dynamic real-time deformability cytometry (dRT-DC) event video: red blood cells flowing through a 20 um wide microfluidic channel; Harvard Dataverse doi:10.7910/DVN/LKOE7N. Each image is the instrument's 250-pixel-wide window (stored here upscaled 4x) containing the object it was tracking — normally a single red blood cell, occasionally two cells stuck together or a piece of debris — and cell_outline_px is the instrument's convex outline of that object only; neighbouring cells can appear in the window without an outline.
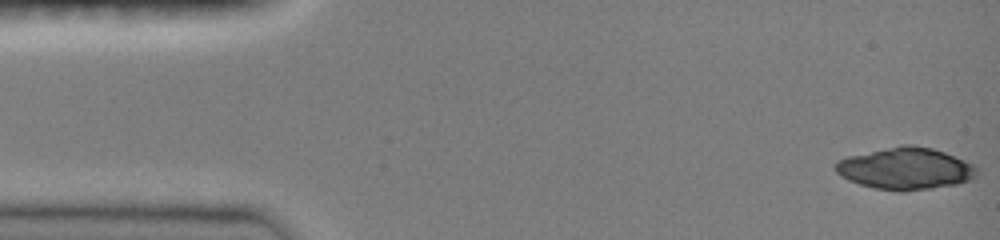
{"species": "common noctule bat (a hibernating species)", "species_latin": "Nyctalus noctula", "temperature_condition": "room temperature", "stored_images_in_passage": 14, "camera_frame_rate_fps": 3000, "um_per_image_px": 0.085, "animal": {"sex": "female", "body_mass_g": 19.0, "forearm_length_mm": 51.5}, "frame": {"image": 1, "passage_image": 1, "time_ms": 0.0, "image_size_px": [1000, 240], "cell_outline_px": [[980, 168], [968, 180], [956, 184], [904, 192], [876, 188], [860, 184], [848, 180], [836, 172], [836, 160], [848, 156], [900, 144], [912, 144], [932, 148], [944, 152], [964, 160]], "centroid_in_image_um": [76.94, 14.31], "position_along_channel_um": 8.1, "area_um2": 34.33}}